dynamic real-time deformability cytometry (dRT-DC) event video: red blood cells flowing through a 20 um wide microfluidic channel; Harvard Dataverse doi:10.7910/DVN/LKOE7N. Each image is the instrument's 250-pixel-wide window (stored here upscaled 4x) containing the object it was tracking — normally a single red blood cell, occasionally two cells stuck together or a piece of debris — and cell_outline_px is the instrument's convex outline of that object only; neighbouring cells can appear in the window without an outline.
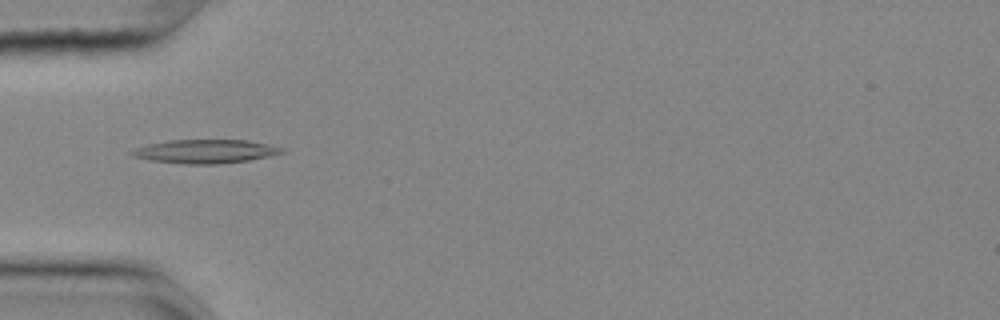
{"species": "common noctule bat (a hibernating species)", "species_latin": "Nyctalus noctula", "temperature_condition": "cold", "stored_images_in_passage": 40, "camera_frame_rate_fps": 3000, "um_per_image_px": 0.085, "animal": {"sex": "female", "body_mass_g": 25.1}, "frame": {"image": 1, "passage_image": 2, "time_ms": 0.333, "image_size_px": [1000, 320], "cell_outline_px": [[284, 152], [272, 156], [248, 160], [220, 164], [188, 164], [148, 160], [132, 156], [128, 152], [136, 148], [148, 144], [168, 140], [248, 140], [268, 144], [284, 148]], "centroid_in_image_um": [17.46, 12.87], "position_along_channel_um": 67.5, "area_um2": 20.81}}
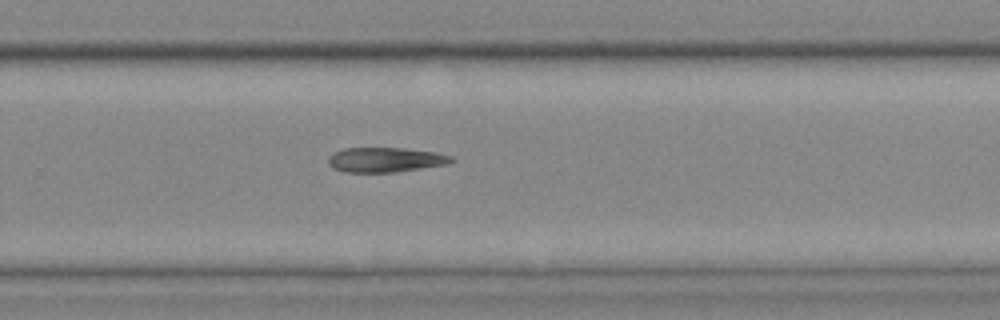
{"frame": {"image": 2, "passage_image": 21, "time_ms": 6.667, "image_size_px": [1000, 320], "cell_outline_px": [[456, 160], [448, 164], [396, 172], [344, 172], [332, 168], [328, 164], [328, 156], [332, 152], [344, 148], [404, 148], [436, 152], [452, 156]], "centroid_in_image_um": [32.74, 13.58], "position_along_channel_um": 297.1, "area_um2": 17.98}}
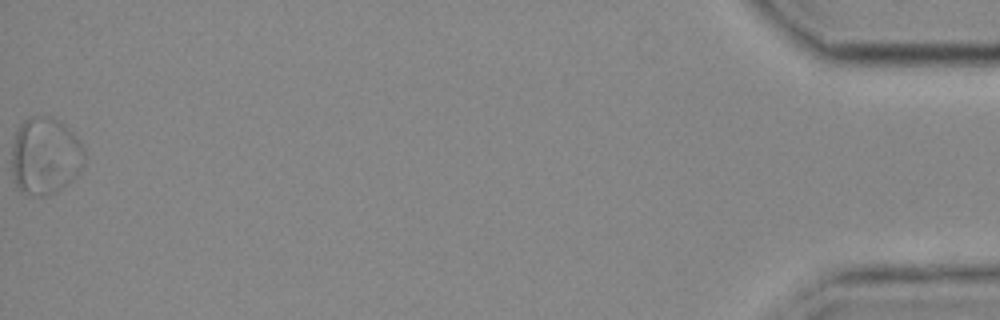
{"frame": {"image": 3, "passage_image": 40, "time_ms": 13.0, "image_size_px": [1000, 320], "cell_outline_px": [[84, 164], [80, 172], [56, 192], [44, 196], [32, 196], [16, 188], [12, 176], [12, 144], [16, 132], [20, 124], [28, 116], [52, 116], [60, 120], [72, 132], [84, 148]], "centroid_in_image_um": [3.82, 13.25], "position_along_channel_um": 431.4, "area_um2": 33.06}}